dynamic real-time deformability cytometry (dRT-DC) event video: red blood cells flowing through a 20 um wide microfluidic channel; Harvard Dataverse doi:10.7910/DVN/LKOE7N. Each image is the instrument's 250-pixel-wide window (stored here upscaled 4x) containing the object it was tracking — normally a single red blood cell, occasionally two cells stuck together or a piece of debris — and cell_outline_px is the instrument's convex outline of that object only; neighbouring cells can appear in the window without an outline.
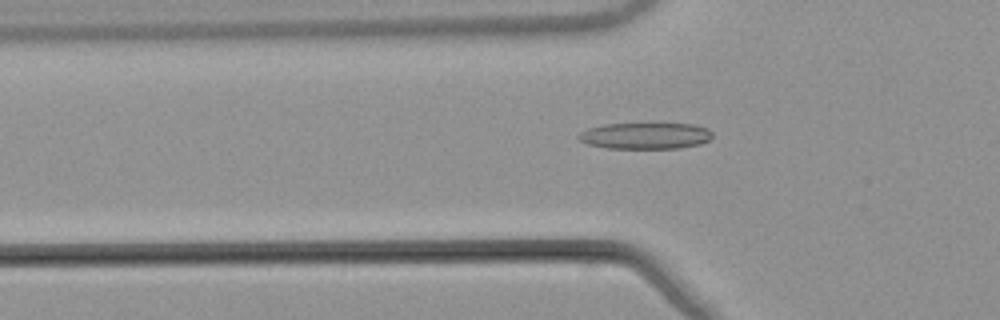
{"species": "common noctule bat (a hibernating species)", "species_latin": "Nyctalus noctula", "temperature_condition": "warm", "stored_images_in_passage": 37, "camera_frame_rate_fps": 3000, "um_per_image_px": 0.085, "animal": {"sex": "male", "body_mass_g": 21.5, "forearm_length_mm": 52.0}, "frame": {"image": 1, "passage_image": 2, "time_ms": 0.333, "image_size_px": [1000, 320], "cell_outline_px": [[712, 136], [708, 140], [700, 144], [680, 148], [608, 148], [588, 144], [580, 140], [576, 136], [580, 132], [588, 128], [604, 124], [696, 124], [708, 128], [712, 132]], "centroid_in_image_um": [54.86, 11.54], "position_along_channel_um": 70.9, "area_um2": 20.52}}
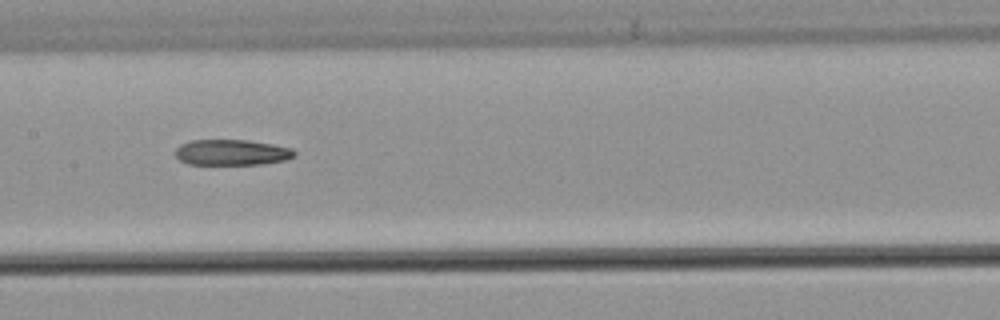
{"frame": {"image": 2, "passage_image": 11, "time_ms": 3.333, "image_size_px": [1000, 320], "cell_outline_px": [[296, 156], [284, 160], [260, 164], [188, 164], [180, 160], [176, 156], [176, 148], [180, 144], [188, 140], [248, 140], [272, 144], [292, 148], [296, 152]], "centroid_in_image_um": [19.69, 12.94], "position_along_channel_um": 187.7, "area_um2": 17.86}}
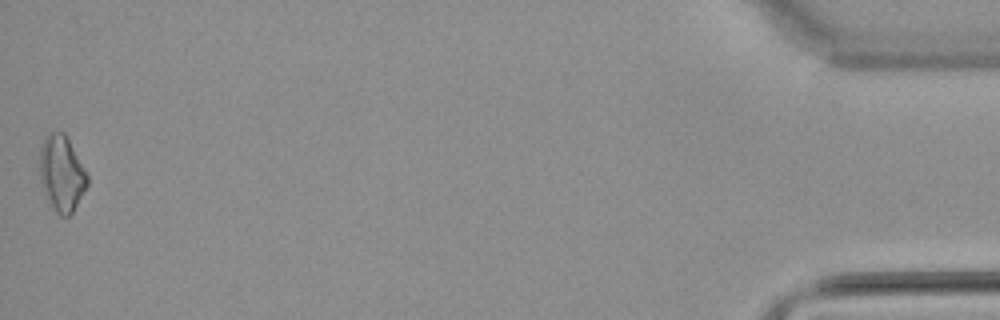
{"frame": {"image": 3, "passage_image": 37, "time_ms": 12.0, "image_size_px": [1000, 320], "cell_outline_px": [[88, 184], [72, 212], [68, 216], [60, 216], [48, 208], [40, 180], [40, 148], [44, 136], [48, 132], [64, 132], [88, 176]], "centroid_in_image_um": [5.2, 14.78], "position_along_channel_um": 430.0, "area_um2": 21.21}}